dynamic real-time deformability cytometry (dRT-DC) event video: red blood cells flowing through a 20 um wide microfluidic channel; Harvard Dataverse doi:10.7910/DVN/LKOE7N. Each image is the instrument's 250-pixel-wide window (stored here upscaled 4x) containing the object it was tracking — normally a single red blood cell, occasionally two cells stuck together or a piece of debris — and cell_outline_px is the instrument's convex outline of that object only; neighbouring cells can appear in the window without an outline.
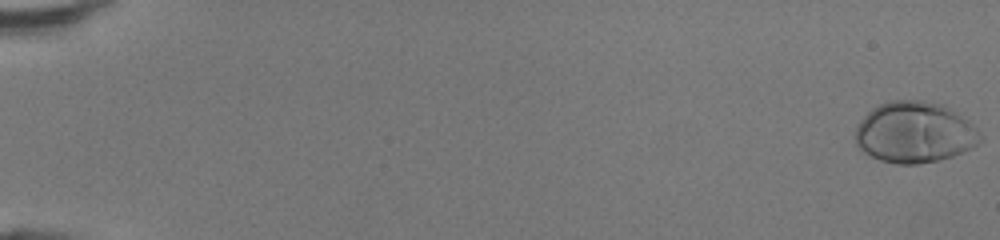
{"species": "human", "species_latin": "Homo sapiens", "temperature_condition": "room temperature", "stored_images_in_passage": 49, "camera_frame_rate_fps": 3000, "um_per_image_px": 0.085, "donor": {"sex": "female"}, "frame": {"image": 1, "passage_image": 1, "time_ms": 0.0, "image_size_px": [1000, 240], "cell_outline_px": [[984, 140], [972, 148], [964, 152], [940, 160], [916, 164], [896, 164], [880, 160], [864, 152], [856, 144], [856, 124], [872, 108], [888, 100], [924, 100], [944, 104], [968, 120], [980, 132]], "centroid_in_image_um": [77.77, 11.24], "position_along_channel_um": 7.2, "area_um2": 44.85}}
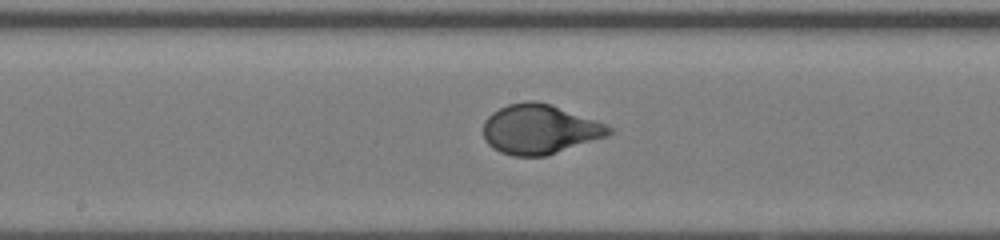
{"frame": {"image": 2, "passage_image": 28, "time_ms": 9.0, "image_size_px": [1000, 240], "cell_outline_px": [[616, 132], [608, 136], [548, 156], [512, 156], [500, 152], [492, 148], [484, 140], [484, 120], [492, 112], [508, 104], [524, 100], [536, 100], [552, 104], [596, 120], [616, 128]], "centroid_in_image_um": [45.91, 10.99], "position_along_channel_um": 202.3, "area_um2": 36.99}}
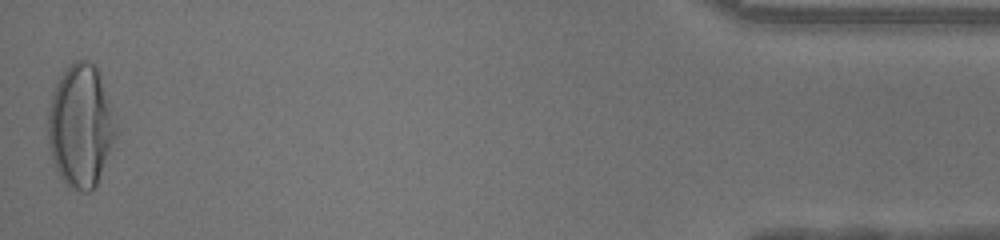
{"frame": {"image": 3, "passage_image": 49, "time_ms": 16.0, "image_size_px": [1000, 240], "cell_outline_px": [[120, 132], [96, 184], [88, 192], [80, 192], [68, 184], [60, 176], [52, 160], [48, 148], [48, 108], [56, 80], [76, 60], [84, 60], [92, 64], [96, 68]], "centroid_in_image_um": [6.85, 10.74], "position_along_channel_um": 428.3, "area_um2": 48.38}, "authors_computed_cell_mechanics": {"area_um2": 37.3388, "velocity_mm_per_s": 4.3293, "shape_relaxation_time_tau1_ms": 3.2506, "shape_relaxation_time_tau2_ms": null, "deformation_change_tau1": 0.2119, "deformation_change_tau2": null}}